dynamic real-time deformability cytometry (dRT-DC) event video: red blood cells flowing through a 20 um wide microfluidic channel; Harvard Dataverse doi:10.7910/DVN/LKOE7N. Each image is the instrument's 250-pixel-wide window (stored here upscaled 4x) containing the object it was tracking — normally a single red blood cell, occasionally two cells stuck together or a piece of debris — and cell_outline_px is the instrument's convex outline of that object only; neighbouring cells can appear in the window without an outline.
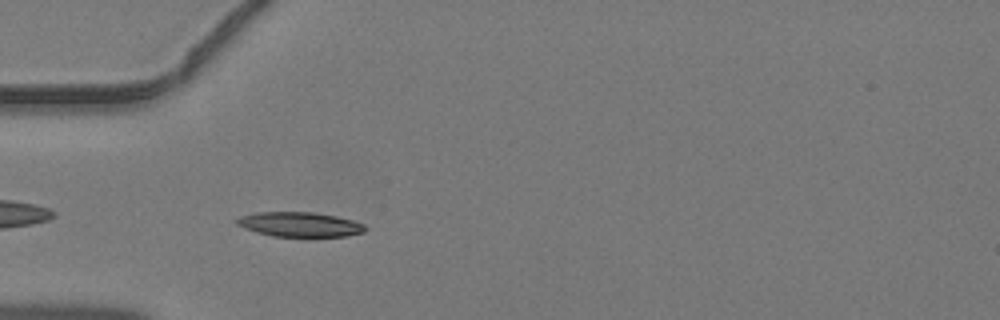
{"species": "common noctule bat (a hibernating species)", "species_latin": "Nyctalus noctula", "temperature_condition": "warm", "stored_images_in_passage": 33, "camera_frame_rate_fps": 3000, "um_per_image_px": 0.085, "animal": {"sex": "male", "body_mass_g": 19.2, "forearm_length_mm": 51.8}, "frame": {"image": 1, "passage_image": 2, "time_ms": 0.333, "image_size_px": [1000, 320], "cell_outline_px": [[364, 232], [348, 236], [272, 236], [256, 232], [244, 228], [236, 224], [236, 220], [240, 216], [256, 212], [312, 212], [336, 216], [352, 220], [364, 224]], "centroid_in_image_um": [25.45, 19.07], "position_along_channel_um": 59.6, "area_um2": 18.32}}
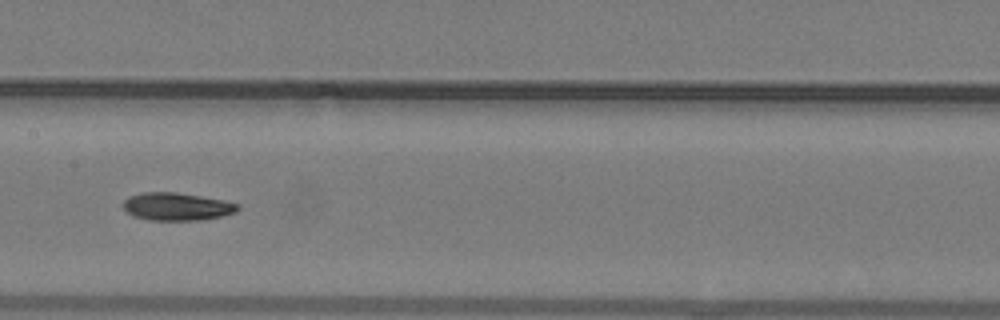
{"frame": {"image": 2, "passage_image": 11, "time_ms": 3.333, "image_size_px": [1000, 320], "cell_outline_px": [[240, 208], [236, 212], [220, 216], [196, 220], [148, 220], [132, 216], [124, 208], [124, 200], [128, 196], [144, 192], [176, 192], [224, 200], [240, 204]], "centroid_in_image_um": [15.02, 17.55], "position_along_channel_um": 192.4, "area_um2": 18.5}}
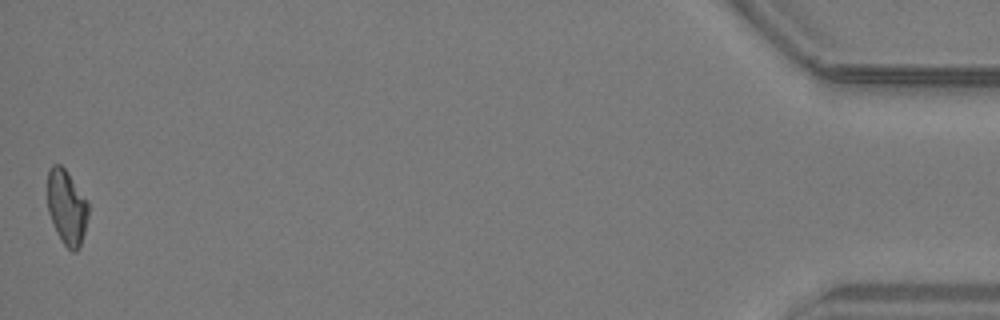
{"frame": {"image": 3, "passage_image": 33, "time_ms": 10.667, "image_size_px": [1000, 320], "cell_outline_px": [[88, 216], [80, 248], [76, 252], [72, 252], [64, 244], [48, 212], [48, 168], [52, 164], [60, 164], [68, 172], [88, 200]], "centroid_in_image_um": [5.69, 17.58], "position_along_channel_um": 429.5, "area_um2": 17.74}}